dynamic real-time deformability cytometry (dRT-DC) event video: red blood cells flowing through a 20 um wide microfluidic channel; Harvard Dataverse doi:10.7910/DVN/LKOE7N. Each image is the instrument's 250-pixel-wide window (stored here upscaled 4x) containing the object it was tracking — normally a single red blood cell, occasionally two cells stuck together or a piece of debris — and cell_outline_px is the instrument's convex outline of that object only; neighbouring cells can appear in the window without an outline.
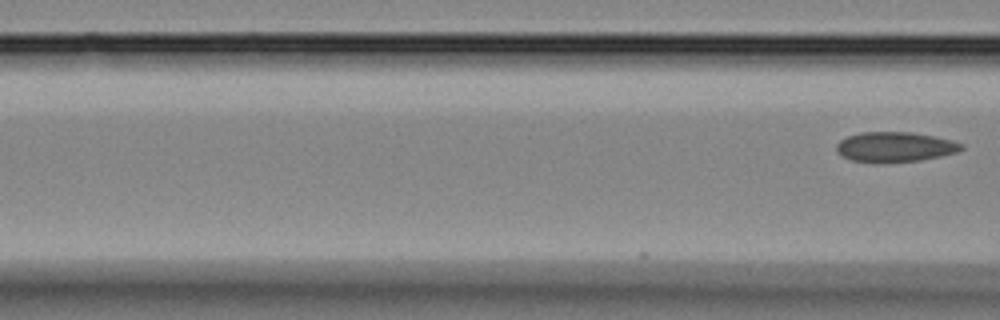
{"species": "Egyptian fruit bat (a non-hibernating species)", "species_latin": "Rousettus aegyptiacus", "temperature_condition": "room temperature", "stored_images_in_passage": 6, "camera_frame_rate_fps": 3000, "um_per_image_px": 0.085, "animal": {"sex": "female"}, "frame": {"image": 1, "passage_image": 6, "time_ms": 1.667, "image_size_px": [1000, 320], "cell_outline_px": [[964, 148], [956, 152], [940, 156], [920, 160], [876, 164], [852, 160], [840, 156], [836, 152], [836, 144], [840, 140], [848, 136], [860, 132], [912, 132], [952, 140], [964, 144]], "centroid_in_image_um": [76.02, 12.5], "position_along_channel_um": 90.6, "area_um2": 22.14}}